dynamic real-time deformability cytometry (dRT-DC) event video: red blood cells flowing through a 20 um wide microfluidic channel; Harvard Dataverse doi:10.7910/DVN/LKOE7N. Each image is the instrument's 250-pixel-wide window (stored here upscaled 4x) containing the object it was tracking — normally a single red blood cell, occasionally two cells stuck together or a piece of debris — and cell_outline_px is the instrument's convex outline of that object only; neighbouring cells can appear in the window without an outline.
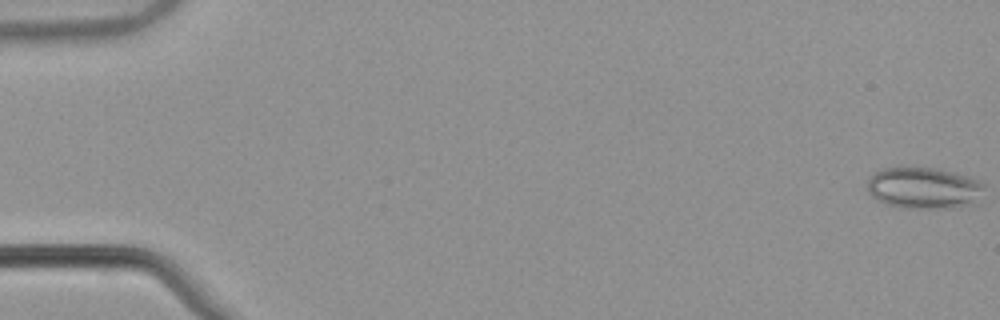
{"species": "common noctule bat (a hibernating species)", "species_latin": "Nyctalus noctula", "temperature_condition": "warm", "stored_images_in_passage": 54, "camera_frame_rate_fps": 3000, "um_per_image_px": 0.085, "animal": {"sex": "male", "body_mass_g": 21.5, "forearm_length_mm": 52.0}, "frame": {"image": 1, "passage_image": 1, "time_ms": 0.0, "image_size_px": [1000, 320], "cell_outline_px": [[984, 188], [968, 200], [956, 208], [900, 208], [876, 200], [872, 196], [868, 188], [868, 180], [880, 168], [932, 168], [956, 172], [968, 176], [984, 184]], "centroid_in_image_um": [78.41, 15.96], "position_along_channel_um": 6.6, "area_um2": 27.34}}
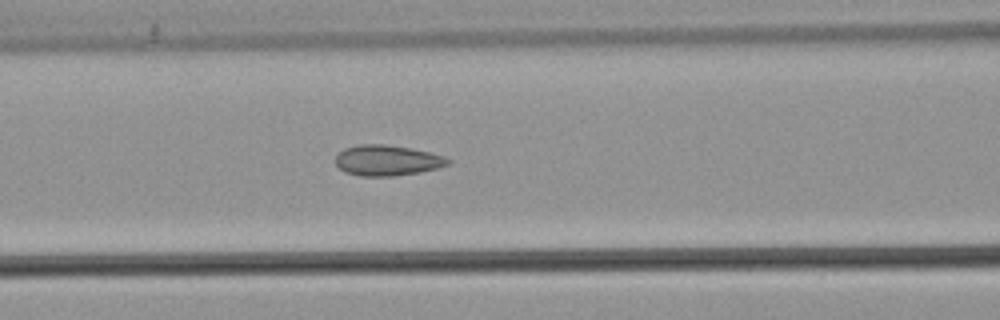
{"frame": {"image": 2, "passage_image": 24, "time_ms": 7.667, "image_size_px": [1000, 320], "cell_outline_px": [[452, 160], [448, 164], [436, 168], [420, 172], [392, 176], [360, 176], [344, 172], [336, 164], [336, 156], [344, 148], [360, 144], [384, 144], [412, 148], [444, 156]], "centroid_in_image_um": [32.9, 13.63], "position_along_channel_um": 133.7, "area_um2": 20.0}}
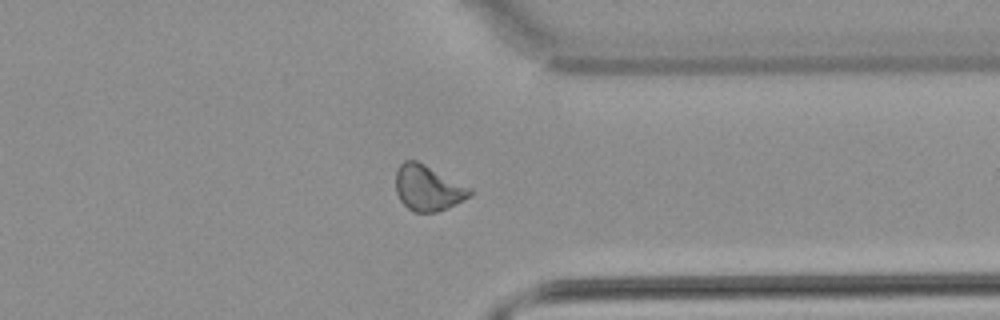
{"frame": {"image": 3, "passage_image": 43, "time_ms": 14.0, "image_size_px": [1000, 320], "cell_outline_px": [[472, 196], [448, 208], [436, 212], [416, 212], [408, 208], [400, 200], [396, 192], [396, 172], [400, 164], [404, 160], [416, 160], [472, 188]], "centroid_in_image_um": [36.39, 15.98], "position_along_channel_um": 375.0, "area_um2": 19.65}, "authors_computed_cell_mechanics": {"area_um2": 19.9988, "velocity_mm_per_s": 3.8555, "shape_relaxation_time_tau1_ms": null, "shape_relaxation_time_tau2_ms": 1.563, "deformation_change_tau1": null, "deformation_change_tau2": 0.0759}}